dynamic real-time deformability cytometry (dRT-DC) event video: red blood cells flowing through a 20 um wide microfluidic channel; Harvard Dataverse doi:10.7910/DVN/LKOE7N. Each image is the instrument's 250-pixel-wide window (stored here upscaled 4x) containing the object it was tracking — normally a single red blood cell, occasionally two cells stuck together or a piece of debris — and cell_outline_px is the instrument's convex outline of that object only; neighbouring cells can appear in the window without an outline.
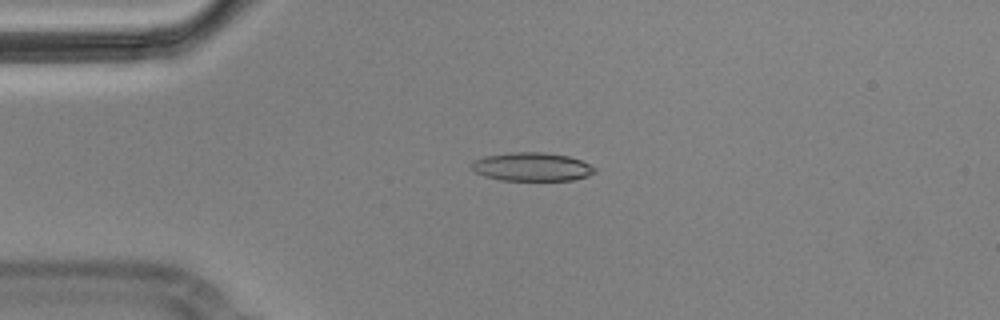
{"species": "Egyptian fruit bat (a non-hibernating species)", "species_latin": "Rousettus aegyptiacus", "temperature_condition": "cold", "stored_images_in_passage": 4, "camera_frame_rate_fps": 3000, "um_per_image_px": 0.085, "animal": {"sex": "male"}, "frame": {"image": 1, "passage_image": 3, "time_ms": 0.667, "image_size_px": [1000, 320], "cell_outline_px": [[596, 172], [588, 176], [572, 180], [500, 180], [484, 176], [476, 172], [472, 168], [472, 160], [484, 156], [512, 152], [544, 152], [568, 156], [580, 160], [596, 168]], "centroid_in_image_um": [45.2, 14.17], "position_along_channel_um": 39.8, "area_um2": 20.46}}